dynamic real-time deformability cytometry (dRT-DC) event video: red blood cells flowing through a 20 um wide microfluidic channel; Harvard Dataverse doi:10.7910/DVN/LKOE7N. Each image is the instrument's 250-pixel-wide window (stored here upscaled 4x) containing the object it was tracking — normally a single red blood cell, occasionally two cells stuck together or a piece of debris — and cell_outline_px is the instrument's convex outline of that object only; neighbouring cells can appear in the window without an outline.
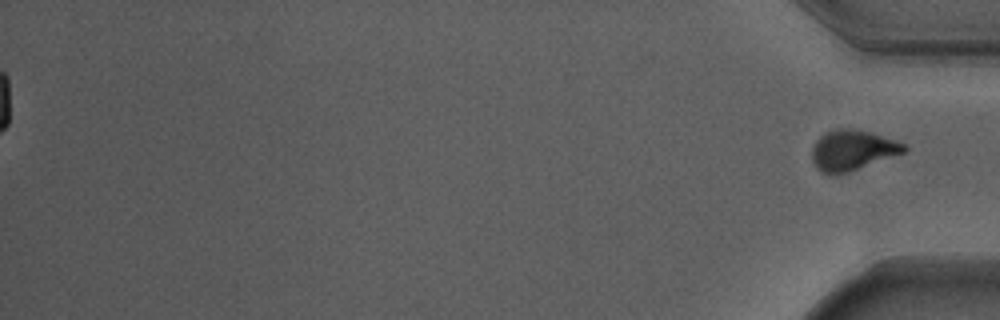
{"species": "Egyptian fruit bat (a non-hibernating species)", "species_latin": "Rousettus aegyptiacus", "temperature_condition": "warm", "stored_images_in_passage": 54, "segment_of_instrument_passage": [2, 2], "camera_frame_rate_fps": 3000, "um_per_image_px": 0.085, "animal": {"sex": "male"}, "frame": {"image": 1, "passage_image": 54, "time_ms": 17.667, "image_size_px": [1000, 320], "cell_outline_px": [[908, 148], [904, 152], [848, 172], [836, 176], [828, 176], [820, 172], [816, 168], [812, 160], [812, 148], [816, 140], [820, 136], [836, 128], [848, 128], [872, 132], [908, 144]], "centroid_in_image_um": [72.43, 12.78], "position_along_channel_um": 362.8, "area_um2": 21.91}}